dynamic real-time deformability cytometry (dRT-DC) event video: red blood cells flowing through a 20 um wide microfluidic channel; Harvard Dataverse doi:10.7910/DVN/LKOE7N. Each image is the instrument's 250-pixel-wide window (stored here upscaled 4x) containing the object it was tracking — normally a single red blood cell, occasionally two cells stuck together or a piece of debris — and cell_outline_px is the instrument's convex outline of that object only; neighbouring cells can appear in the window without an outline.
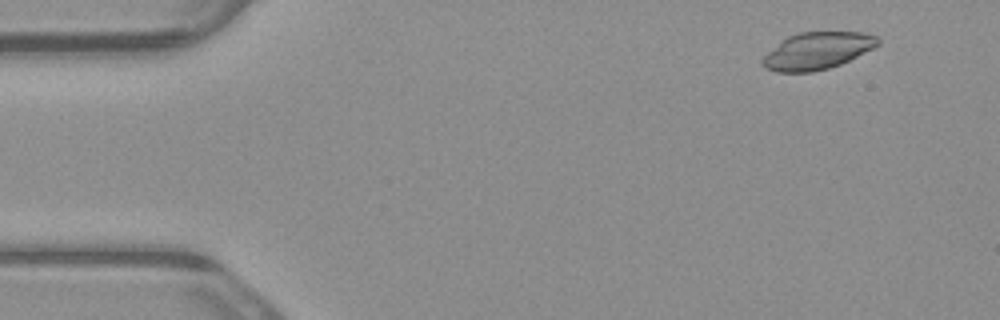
{"species": "common noctule bat (a hibernating species)", "species_latin": "Nyctalus noctula", "temperature_condition": "warm", "stored_images_in_passage": 4, "camera_frame_rate_fps": 3000, "um_per_image_px": 0.085, "animal": {"sex": "male", "body_mass_g": 23.1, "forearm_length_mm": 52.7}, "frame": {"image": 1, "passage_image": 1, "time_ms": 0.0, "image_size_px": [1000, 320], "cell_outline_px": [[880, 44], [840, 64], [828, 68], [812, 72], [776, 72], [764, 68], [760, 64], [760, 60], [768, 52], [788, 36], [800, 32], [864, 32], [876, 36], [880, 40]], "centroid_in_image_um": [69.44, 4.32], "position_along_channel_um": 15.6, "area_um2": 24.74}}